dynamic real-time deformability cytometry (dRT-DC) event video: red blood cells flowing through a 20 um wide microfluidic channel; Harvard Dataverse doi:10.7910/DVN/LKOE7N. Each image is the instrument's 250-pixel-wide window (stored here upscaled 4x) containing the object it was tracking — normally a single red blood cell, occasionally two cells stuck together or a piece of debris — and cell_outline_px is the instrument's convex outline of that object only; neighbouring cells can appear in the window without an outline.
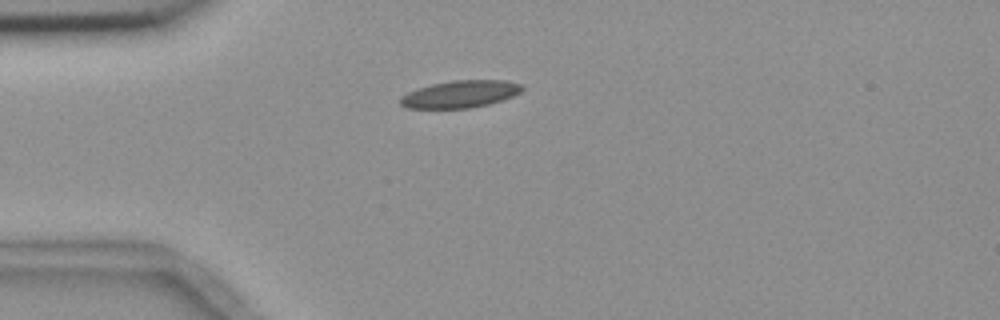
{"species": "common noctule bat (a hibernating species)", "species_latin": "Nyctalus noctula", "temperature_condition": "room temperature", "stored_images_in_passage": 3, "camera_frame_rate_fps": 3000, "um_per_image_px": 0.085, "animal": {"sex": "female", "body_mass_g": 18.4}, "frame": {"image": 1, "passage_image": 1, "time_ms": 0.0, "image_size_px": [1000, 320], "cell_outline_px": [[524, 88], [520, 92], [512, 96], [488, 104], [468, 108], [404, 108], [400, 104], [400, 96], [408, 92], [432, 84], [452, 80], [504, 80], [524, 84]], "centroid_in_image_um": [39.12, 7.99], "position_along_channel_um": 45.9, "area_um2": 19.25}}
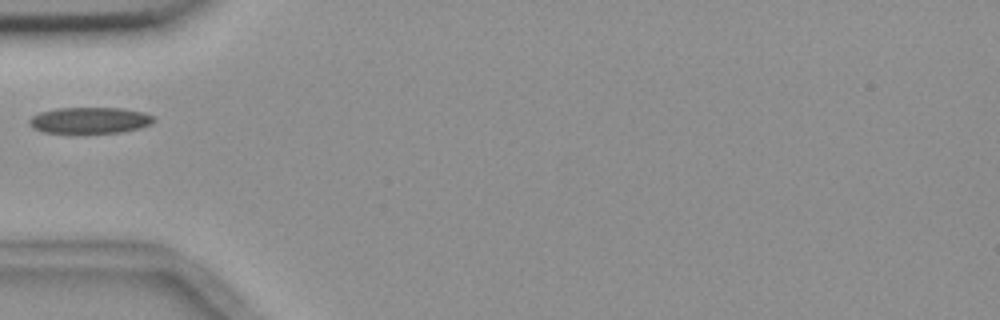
{"frame": {"image": 2, "passage_image": 2, "time_ms": 1.333, "image_size_px": [1000, 320], "cell_outline_px": [[156, 120], [152, 124], [140, 128], [120, 132], [72, 136], [44, 132], [32, 128], [28, 124], [28, 120], [32, 116], [40, 112], [56, 108], [120, 108], [144, 112], [152, 116]], "centroid_in_image_um": [7.58, 10.28], "position_along_channel_um": 77.4, "area_um2": 20.0}}